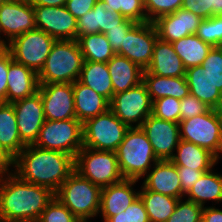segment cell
Segmentation results:
<instances>
[{
    "label": "cell",
    "mask_w": 222,
    "mask_h": 222,
    "mask_svg": "<svg viewBox=\"0 0 222 222\" xmlns=\"http://www.w3.org/2000/svg\"><path fill=\"white\" fill-rule=\"evenodd\" d=\"M54 197L51 189L24 181L12 170L0 172L1 222H37Z\"/></svg>",
    "instance_id": "1"
},
{
    "label": "cell",
    "mask_w": 222,
    "mask_h": 222,
    "mask_svg": "<svg viewBox=\"0 0 222 222\" xmlns=\"http://www.w3.org/2000/svg\"><path fill=\"white\" fill-rule=\"evenodd\" d=\"M12 167V171L24 181L47 187L54 193L75 171L73 156L33 144L22 149L13 159Z\"/></svg>",
    "instance_id": "2"
},
{
    "label": "cell",
    "mask_w": 222,
    "mask_h": 222,
    "mask_svg": "<svg viewBox=\"0 0 222 222\" xmlns=\"http://www.w3.org/2000/svg\"><path fill=\"white\" fill-rule=\"evenodd\" d=\"M115 152L125 179L139 181L159 161L141 127H129Z\"/></svg>",
    "instance_id": "3"
},
{
    "label": "cell",
    "mask_w": 222,
    "mask_h": 222,
    "mask_svg": "<svg viewBox=\"0 0 222 222\" xmlns=\"http://www.w3.org/2000/svg\"><path fill=\"white\" fill-rule=\"evenodd\" d=\"M83 55L77 40H56L38 73L39 84L74 83L79 79Z\"/></svg>",
    "instance_id": "4"
},
{
    "label": "cell",
    "mask_w": 222,
    "mask_h": 222,
    "mask_svg": "<svg viewBox=\"0 0 222 222\" xmlns=\"http://www.w3.org/2000/svg\"><path fill=\"white\" fill-rule=\"evenodd\" d=\"M102 188L74 171L55 192V197L79 220L97 217Z\"/></svg>",
    "instance_id": "5"
},
{
    "label": "cell",
    "mask_w": 222,
    "mask_h": 222,
    "mask_svg": "<svg viewBox=\"0 0 222 222\" xmlns=\"http://www.w3.org/2000/svg\"><path fill=\"white\" fill-rule=\"evenodd\" d=\"M74 169L101 188L124 179L115 151L82 147L74 158Z\"/></svg>",
    "instance_id": "6"
},
{
    "label": "cell",
    "mask_w": 222,
    "mask_h": 222,
    "mask_svg": "<svg viewBox=\"0 0 222 222\" xmlns=\"http://www.w3.org/2000/svg\"><path fill=\"white\" fill-rule=\"evenodd\" d=\"M180 139L194 143L213 153L218 159L222 153V110L210 108L207 112L179 122Z\"/></svg>",
    "instance_id": "7"
},
{
    "label": "cell",
    "mask_w": 222,
    "mask_h": 222,
    "mask_svg": "<svg viewBox=\"0 0 222 222\" xmlns=\"http://www.w3.org/2000/svg\"><path fill=\"white\" fill-rule=\"evenodd\" d=\"M33 145L46 150L64 152L75 158L83 147V123L76 118L46 119Z\"/></svg>",
    "instance_id": "8"
},
{
    "label": "cell",
    "mask_w": 222,
    "mask_h": 222,
    "mask_svg": "<svg viewBox=\"0 0 222 222\" xmlns=\"http://www.w3.org/2000/svg\"><path fill=\"white\" fill-rule=\"evenodd\" d=\"M110 109L83 123V147L116 151L128 130Z\"/></svg>",
    "instance_id": "9"
},
{
    "label": "cell",
    "mask_w": 222,
    "mask_h": 222,
    "mask_svg": "<svg viewBox=\"0 0 222 222\" xmlns=\"http://www.w3.org/2000/svg\"><path fill=\"white\" fill-rule=\"evenodd\" d=\"M55 41L54 37L35 28L12 39L8 43L7 49L13 60L38 74Z\"/></svg>",
    "instance_id": "10"
},
{
    "label": "cell",
    "mask_w": 222,
    "mask_h": 222,
    "mask_svg": "<svg viewBox=\"0 0 222 222\" xmlns=\"http://www.w3.org/2000/svg\"><path fill=\"white\" fill-rule=\"evenodd\" d=\"M152 105L147 86L142 81L129 90L114 94L109 109L128 127H141L152 114Z\"/></svg>",
    "instance_id": "11"
},
{
    "label": "cell",
    "mask_w": 222,
    "mask_h": 222,
    "mask_svg": "<svg viewBox=\"0 0 222 222\" xmlns=\"http://www.w3.org/2000/svg\"><path fill=\"white\" fill-rule=\"evenodd\" d=\"M157 39L158 33L153 22L136 23L124 36L123 47L116 54L146 70L151 63Z\"/></svg>",
    "instance_id": "12"
},
{
    "label": "cell",
    "mask_w": 222,
    "mask_h": 222,
    "mask_svg": "<svg viewBox=\"0 0 222 222\" xmlns=\"http://www.w3.org/2000/svg\"><path fill=\"white\" fill-rule=\"evenodd\" d=\"M36 28L56 40H77V19L65 6H33Z\"/></svg>",
    "instance_id": "13"
},
{
    "label": "cell",
    "mask_w": 222,
    "mask_h": 222,
    "mask_svg": "<svg viewBox=\"0 0 222 222\" xmlns=\"http://www.w3.org/2000/svg\"><path fill=\"white\" fill-rule=\"evenodd\" d=\"M14 108L18 132L25 145L34 144L46 118L39 92L11 103Z\"/></svg>",
    "instance_id": "14"
},
{
    "label": "cell",
    "mask_w": 222,
    "mask_h": 222,
    "mask_svg": "<svg viewBox=\"0 0 222 222\" xmlns=\"http://www.w3.org/2000/svg\"><path fill=\"white\" fill-rule=\"evenodd\" d=\"M38 92L47 120L76 118L72 83L39 84Z\"/></svg>",
    "instance_id": "15"
},
{
    "label": "cell",
    "mask_w": 222,
    "mask_h": 222,
    "mask_svg": "<svg viewBox=\"0 0 222 222\" xmlns=\"http://www.w3.org/2000/svg\"><path fill=\"white\" fill-rule=\"evenodd\" d=\"M141 128L146 133L158 160H170L180 141L179 123L149 115Z\"/></svg>",
    "instance_id": "16"
},
{
    "label": "cell",
    "mask_w": 222,
    "mask_h": 222,
    "mask_svg": "<svg viewBox=\"0 0 222 222\" xmlns=\"http://www.w3.org/2000/svg\"><path fill=\"white\" fill-rule=\"evenodd\" d=\"M35 28L34 7L29 0H9L0 5V29L8 43Z\"/></svg>",
    "instance_id": "17"
},
{
    "label": "cell",
    "mask_w": 222,
    "mask_h": 222,
    "mask_svg": "<svg viewBox=\"0 0 222 222\" xmlns=\"http://www.w3.org/2000/svg\"><path fill=\"white\" fill-rule=\"evenodd\" d=\"M202 20L196 14L181 8L158 17L153 24L160 40L173 43L190 34H196Z\"/></svg>",
    "instance_id": "18"
},
{
    "label": "cell",
    "mask_w": 222,
    "mask_h": 222,
    "mask_svg": "<svg viewBox=\"0 0 222 222\" xmlns=\"http://www.w3.org/2000/svg\"><path fill=\"white\" fill-rule=\"evenodd\" d=\"M137 182L138 180L124 178L120 182L102 188L99 216H102L103 221L125 211L139 197V190L133 188Z\"/></svg>",
    "instance_id": "19"
},
{
    "label": "cell",
    "mask_w": 222,
    "mask_h": 222,
    "mask_svg": "<svg viewBox=\"0 0 222 222\" xmlns=\"http://www.w3.org/2000/svg\"><path fill=\"white\" fill-rule=\"evenodd\" d=\"M142 186L156 193L182 198L177 166L170 160L157 161L145 175Z\"/></svg>",
    "instance_id": "20"
},
{
    "label": "cell",
    "mask_w": 222,
    "mask_h": 222,
    "mask_svg": "<svg viewBox=\"0 0 222 222\" xmlns=\"http://www.w3.org/2000/svg\"><path fill=\"white\" fill-rule=\"evenodd\" d=\"M7 103L31 97L38 92V74L12 59L9 51Z\"/></svg>",
    "instance_id": "21"
},
{
    "label": "cell",
    "mask_w": 222,
    "mask_h": 222,
    "mask_svg": "<svg viewBox=\"0 0 222 222\" xmlns=\"http://www.w3.org/2000/svg\"><path fill=\"white\" fill-rule=\"evenodd\" d=\"M125 20L120 13L107 9L101 0H98L88 13L77 19V39L82 35L103 33L111 30Z\"/></svg>",
    "instance_id": "22"
},
{
    "label": "cell",
    "mask_w": 222,
    "mask_h": 222,
    "mask_svg": "<svg viewBox=\"0 0 222 222\" xmlns=\"http://www.w3.org/2000/svg\"><path fill=\"white\" fill-rule=\"evenodd\" d=\"M144 71L162 77H185L186 68L182 59L176 54L172 43L157 39L151 63Z\"/></svg>",
    "instance_id": "23"
},
{
    "label": "cell",
    "mask_w": 222,
    "mask_h": 222,
    "mask_svg": "<svg viewBox=\"0 0 222 222\" xmlns=\"http://www.w3.org/2000/svg\"><path fill=\"white\" fill-rule=\"evenodd\" d=\"M185 77L191 95L209 108L222 110V92L215 87L210 74L201 65L186 69Z\"/></svg>",
    "instance_id": "24"
},
{
    "label": "cell",
    "mask_w": 222,
    "mask_h": 222,
    "mask_svg": "<svg viewBox=\"0 0 222 222\" xmlns=\"http://www.w3.org/2000/svg\"><path fill=\"white\" fill-rule=\"evenodd\" d=\"M76 119L84 123L109 109L110 102L78 80L72 84Z\"/></svg>",
    "instance_id": "25"
},
{
    "label": "cell",
    "mask_w": 222,
    "mask_h": 222,
    "mask_svg": "<svg viewBox=\"0 0 222 222\" xmlns=\"http://www.w3.org/2000/svg\"><path fill=\"white\" fill-rule=\"evenodd\" d=\"M113 85V95L129 90L143 81V69L128 58L115 54L107 62Z\"/></svg>",
    "instance_id": "26"
},
{
    "label": "cell",
    "mask_w": 222,
    "mask_h": 222,
    "mask_svg": "<svg viewBox=\"0 0 222 222\" xmlns=\"http://www.w3.org/2000/svg\"><path fill=\"white\" fill-rule=\"evenodd\" d=\"M170 161L176 166H187L199 171H209L214 168L219 159L209 150L184 140L179 141Z\"/></svg>",
    "instance_id": "27"
},
{
    "label": "cell",
    "mask_w": 222,
    "mask_h": 222,
    "mask_svg": "<svg viewBox=\"0 0 222 222\" xmlns=\"http://www.w3.org/2000/svg\"><path fill=\"white\" fill-rule=\"evenodd\" d=\"M143 82L147 86L152 102L162 97L181 100L190 94L186 77H162L143 71Z\"/></svg>",
    "instance_id": "28"
},
{
    "label": "cell",
    "mask_w": 222,
    "mask_h": 222,
    "mask_svg": "<svg viewBox=\"0 0 222 222\" xmlns=\"http://www.w3.org/2000/svg\"><path fill=\"white\" fill-rule=\"evenodd\" d=\"M0 146L12 159L26 146L20 139L11 103L0 102Z\"/></svg>",
    "instance_id": "29"
},
{
    "label": "cell",
    "mask_w": 222,
    "mask_h": 222,
    "mask_svg": "<svg viewBox=\"0 0 222 222\" xmlns=\"http://www.w3.org/2000/svg\"><path fill=\"white\" fill-rule=\"evenodd\" d=\"M78 81L111 101L113 85L107 63L84 61Z\"/></svg>",
    "instance_id": "30"
},
{
    "label": "cell",
    "mask_w": 222,
    "mask_h": 222,
    "mask_svg": "<svg viewBox=\"0 0 222 222\" xmlns=\"http://www.w3.org/2000/svg\"><path fill=\"white\" fill-rule=\"evenodd\" d=\"M188 197V198H186ZM185 198L204 207L206 201H222V174L215 173L212 169L203 173L192 186Z\"/></svg>",
    "instance_id": "31"
},
{
    "label": "cell",
    "mask_w": 222,
    "mask_h": 222,
    "mask_svg": "<svg viewBox=\"0 0 222 222\" xmlns=\"http://www.w3.org/2000/svg\"><path fill=\"white\" fill-rule=\"evenodd\" d=\"M176 54L182 59L186 69L199 66L213 48L196 34H190L172 43Z\"/></svg>",
    "instance_id": "32"
},
{
    "label": "cell",
    "mask_w": 222,
    "mask_h": 222,
    "mask_svg": "<svg viewBox=\"0 0 222 222\" xmlns=\"http://www.w3.org/2000/svg\"><path fill=\"white\" fill-rule=\"evenodd\" d=\"M139 196L142 199L150 222H166L173 214L179 198L156 193L140 186Z\"/></svg>",
    "instance_id": "33"
},
{
    "label": "cell",
    "mask_w": 222,
    "mask_h": 222,
    "mask_svg": "<svg viewBox=\"0 0 222 222\" xmlns=\"http://www.w3.org/2000/svg\"><path fill=\"white\" fill-rule=\"evenodd\" d=\"M84 61L109 62L115 55L103 33L82 35L77 39Z\"/></svg>",
    "instance_id": "34"
},
{
    "label": "cell",
    "mask_w": 222,
    "mask_h": 222,
    "mask_svg": "<svg viewBox=\"0 0 222 222\" xmlns=\"http://www.w3.org/2000/svg\"><path fill=\"white\" fill-rule=\"evenodd\" d=\"M196 36L213 47H222V15L203 19Z\"/></svg>",
    "instance_id": "35"
},
{
    "label": "cell",
    "mask_w": 222,
    "mask_h": 222,
    "mask_svg": "<svg viewBox=\"0 0 222 222\" xmlns=\"http://www.w3.org/2000/svg\"><path fill=\"white\" fill-rule=\"evenodd\" d=\"M181 100L173 97H162L153 101L152 115L159 119L179 123Z\"/></svg>",
    "instance_id": "36"
},
{
    "label": "cell",
    "mask_w": 222,
    "mask_h": 222,
    "mask_svg": "<svg viewBox=\"0 0 222 222\" xmlns=\"http://www.w3.org/2000/svg\"><path fill=\"white\" fill-rule=\"evenodd\" d=\"M203 206L195 202L180 198L173 214L166 222H202Z\"/></svg>",
    "instance_id": "37"
},
{
    "label": "cell",
    "mask_w": 222,
    "mask_h": 222,
    "mask_svg": "<svg viewBox=\"0 0 222 222\" xmlns=\"http://www.w3.org/2000/svg\"><path fill=\"white\" fill-rule=\"evenodd\" d=\"M182 9L202 19L222 15V0H183Z\"/></svg>",
    "instance_id": "38"
},
{
    "label": "cell",
    "mask_w": 222,
    "mask_h": 222,
    "mask_svg": "<svg viewBox=\"0 0 222 222\" xmlns=\"http://www.w3.org/2000/svg\"><path fill=\"white\" fill-rule=\"evenodd\" d=\"M183 0H143L146 22H153L158 17L174 13L182 8Z\"/></svg>",
    "instance_id": "39"
},
{
    "label": "cell",
    "mask_w": 222,
    "mask_h": 222,
    "mask_svg": "<svg viewBox=\"0 0 222 222\" xmlns=\"http://www.w3.org/2000/svg\"><path fill=\"white\" fill-rule=\"evenodd\" d=\"M71 211L62 204L56 197L41 212L37 222H78Z\"/></svg>",
    "instance_id": "40"
},
{
    "label": "cell",
    "mask_w": 222,
    "mask_h": 222,
    "mask_svg": "<svg viewBox=\"0 0 222 222\" xmlns=\"http://www.w3.org/2000/svg\"><path fill=\"white\" fill-rule=\"evenodd\" d=\"M105 222H150L142 199L137 197L125 211L109 217Z\"/></svg>",
    "instance_id": "41"
},
{
    "label": "cell",
    "mask_w": 222,
    "mask_h": 222,
    "mask_svg": "<svg viewBox=\"0 0 222 222\" xmlns=\"http://www.w3.org/2000/svg\"><path fill=\"white\" fill-rule=\"evenodd\" d=\"M201 66L210 74L215 87L222 92V47H213Z\"/></svg>",
    "instance_id": "42"
},
{
    "label": "cell",
    "mask_w": 222,
    "mask_h": 222,
    "mask_svg": "<svg viewBox=\"0 0 222 222\" xmlns=\"http://www.w3.org/2000/svg\"><path fill=\"white\" fill-rule=\"evenodd\" d=\"M210 108L197 97L189 94L181 99V120H186L207 112Z\"/></svg>",
    "instance_id": "43"
},
{
    "label": "cell",
    "mask_w": 222,
    "mask_h": 222,
    "mask_svg": "<svg viewBox=\"0 0 222 222\" xmlns=\"http://www.w3.org/2000/svg\"><path fill=\"white\" fill-rule=\"evenodd\" d=\"M121 16L135 23L146 22L143 0H121Z\"/></svg>",
    "instance_id": "44"
},
{
    "label": "cell",
    "mask_w": 222,
    "mask_h": 222,
    "mask_svg": "<svg viewBox=\"0 0 222 222\" xmlns=\"http://www.w3.org/2000/svg\"><path fill=\"white\" fill-rule=\"evenodd\" d=\"M136 23L133 20L125 19L119 27H113L111 30L105 33L108 42L111 45L112 50L115 54L123 47L124 36L127 35V32L135 25Z\"/></svg>",
    "instance_id": "45"
},
{
    "label": "cell",
    "mask_w": 222,
    "mask_h": 222,
    "mask_svg": "<svg viewBox=\"0 0 222 222\" xmlns=\"http://www.w3.org/2000/svg\"><path fill=\"white\" fill-rule=\"evenodd\" d=\"M179 180L182 186V198L189 192L194 183L201 177V175L207 171H199L197 169H191L187 166H177Z\"/></svg>",
    "instance_id": "46"
},
{
    "label": "cell",
    "mask_w": 222,
    "mask_h": 222,
    "mask_svg": "<svg viewBox=\"0 0 222 222\" xmlns=\"http://www.w3.org/2000/svg\"><path fill=\"white\" fill-rule=\"evenodd\" d=\"M9 70V50L0 49V102L7 103V79Z\"/></svg>",
    "instance_id": "47"
},
{
    "label": "cell",
    "mask_w": 222,
    "mask_h": 222,
    "mask_svg": "<svg viewBox=\"0 0 222 222\" xmlns=\"http://www.w3.org/2000/svg\"><path fill=\"white\" fill-rule=\"evenodd\" d=\"M98 0H67L65 8L76 18L79 19L91 9Z\"/></svg>",
    "instance_id": "48"
},
{
    "label": "cell",
    "mask_w": 222,
    "mask_h": 222,
    "mask_svg": "<svg viewBox=\"0 0 222 222\" xmlns=\"http://www.w3.org/2000/svg\"><path fill=\"white\" fill-rule=\"evenodd\" d=\"M202 222H222V210L214 206L204 207Z\"/></svg>",
    "instance_id": "49"
},
{
    "label": "cell",
    "mask_w": 222,
    "mask_h": 222,
    "mask_svg": "<svg viewBox=\"0 0 222 222\" xmlns=\"http://www.w3.org/2000/svg\"><path fill=\"white\" fill-rule=\"evenodd\" d=\"M13 159L0 146V171L12 170Z\"/></svg>",
    "instance_id": "50"
},
{
    "label": "cell",
    "mask_w": 222,
    "mask_h": 222,
    "mask_svg": "<svg viewBox=\"0 0 222 222\" xmlns=\"http://www.w3.org/2000/svg\"><path fill=\"white\" fill-rule=\"evenodd\" d=\"M67 0H29L33 6L58 7L65 6Z\"/></svg>",
    "instance_id": "51"
},
{
    "label": "cell",
    "mask_w": 222,
    "mask_h": 222,
    "mask_svg": "<svg viewBox=\"0 0 222 222\" xmlns=\"http://www.w3.org/2000/svg\"><path fill=\"white\" fill-rule=\"evenodd\" d=\"M107 6L108 10L121 14V0H101Z\"/></svg>",
    "instance_id": "52"
},
{
    "label": "cell",
    "mask_w": 222,
    "mask_h": 222,
    "mask_svg": "<svg viewBox=\"0 0 222 222\" xmlns=\"http://www.w3.org/2000/svg\"><path fill=\"white\" fill-rule=\"evenodd\" d=\"M1 35H2V32L0 29V49H4V48H7L8 42L5 39H3L4 37H1Z\"/></svg>",
    "instance_id": "53"
},
{
    "label": "cell",
    "mask_w": 222,
    "mask_h": 222,
    "mask_svg": "<svg viewBox=\"0 0 222 222\" xmlns=\"http://www.w3.org/2000/svg\"><path fill=\"white\" fill-rule=\"evenodd\" d=\"M9 0H0V5L2 4V3H5V2H8Z\"/></svg>",
    "instance_id": "54"
},
{
    "label": "cell",
    "mask_w": 222,
    "mask_h": 222,
    "mask_svg": "<svg viewBox=\"0 0 222 222\" xmlns=\"http://www.w3.org/2000/svg\"><path fill=\"white\" fill-rule=\"evenodd\" d=\"M78 222H91L89 220H79Z\"/></svg>",
    "instance_id": "55"
}]
</instances>
